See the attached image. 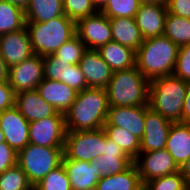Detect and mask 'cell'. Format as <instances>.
I'll return each instance as SVG.
<instances>
[{
  "mask_svg": "<svg viewBox=\"0 0 190 190\" xmlns=\"http://www.w3.org/2000/svg\"><path fill=\"white\" fill-rule=\"evenodd\" d=\"M173 75L190 82V44L179 47Z\"/></svg>",
  "mask_w": 190,
  "mask_h": 190,
  "instance_id": "37",
  "label": "cell"
},
{
  "mask_svg": "<svg viewBox=\"0 0 190 190\" xmlns=\"http://www.w3.org/2000/svg\"><path fill=\"white\" fill-rule=\"evenodd\" d=\"M112 28V40L137 50L143 43V37L135 18L120 17L109 19Z\"/></svg>",
  "mask_w": 190,
  "mask_h": 190,
  "instance_id": "24",
  "label": "cell"
},
{
  "mask_svg": "<svg viewBox=\"0 0 190 190\" xmlns=\"http://www.w3.org/2000/svg\"><path fill=\"white\" fill-rule=\"evenodd\" d=\"M26 27L25 11L8 1L0 0V35Z\"/></svg>",
  "mask_w": 190,
  "mask_h": 190,
  "instance_id": "27",
  "label": "cell"
},
{
  "mask_svg": "<svg viewBox=\"0 0 190 190\" xmlns=\"http://www.w3.org/2000/svg\"><path fill=\"white\" fill-rule=\"evenodd\" d=\"M0 54L8 68L33 56L27 28L0 35Z\"/></svg>",
  "mask_w": 190,
  "mask_h": 190,
  "instance_id": "15",
  "label": "cell"
},
{
  "mask_svg": "<svg viewBox=\"0 0 190 190\" xmlns=\"http://www.w3.org/2000/svg\"><path fill=\"white\" fill-rule=\"evenodd\" d=\"M44 78L67 84L77 92L88 88L79 64H69L53 54L43 57Z\"/></svg>",
  "mask_w": 190,
  "mask_h": 190,
  "instance_id": "13",
  "label": "cell"
},
{
  "mask_svg": "<svg viewBox=\"0 0 190 190\" xmlns=\"http://www.w3.org/2000/svg\"><path fill=\"white\" fill-rule=\"evenodd\" d=\"M15 106V93L8 81L0 82V112Z\"/></svg>",
  "mask_w": 190,
  "mask_h": 190,
  "instance_id": "39",
  "label": "cell"
},
{
  "mask_svg": "<svg viewBox=\"0 0 190 190\" xmlns=\"http://www.w3.org/2000/svg\"><path fill=\"white\" fill-rule=\"evenodd\" d=\"M140 4L166 5L167 0H139Z\"/></svg>",
  "mask_w": 190,
  "mask_h": 190,
  "instance_id": "47",
  "label": "cell"
},
{
  "mask_svg": "<svg viewBox=\"0 0 190 190\" xmlns=\"http://www.w3.org/2000/svg\"><path fill=\"white\" fill-rule=\"evenodd\" d=\"M3 142H5V138H4L3 132H2V130L0 128V143H3Z\"/></svg>",
  "mask_w": 190,
  "mask_h": 190,
  "instance_id": "48",
  "label": "cell"
},
{
  "mask_svg": "<svg viewBox=\"0 0 190 190\" xmlns=\"http://www.w3.org/2000/svg\"><path fill=\"white\" fill-rule=\"evenodd\" d=\"M106 132L102 128L66 132L64 155L68 159L91 162L103 154Z\"/></svg>",
  "mask_w": 190,
  "mask_h": 190,
  "instance_id": "7",
  "label": "cell"
},
{
  "mask_svg": "<svg viewBox=\"0 0 190 190\" xmlns=\"http://www.w3.org/2000/svg\"><path fill=\"white\" fill-rule=\"evenodd\" d=\"M165 149L181 167L190 158V124L172 123Z\"/></svg>",
  "mask_w": 190,
  "mask_h": 190,
  "instance_id": "22",
  "label": "cell"
},
{
  "mask_svg": "<svg viewBox=\"0 0 190 190\" xmlns=\"http://www.w3.org/2000/svg\"><path fill=\"white\" fill-rule=\"evenodd\" d=\"M29 124L15 106L0 112L5 142L17 153L29 144Z\"/></svg>",
  "mask_w": 190,
  "mask_h": 190,
  "instance_id": "14",
  "label": "cell"
},
{
  "mask_svg": "<svg viewBox=\"0 0 190 190\" xmlns=\"http://www.w3.org/2000/svg\"><path fill=\"white\" fill-rule=\"evenodd\" d=\"M64 15L62 0H29L26 22H46Z\"/></svg>",
  "mask_w": 190,
  "mask_h": 190,
  "instance_id": "26",
  "label": "cell"
},
{
  "mask_svg": "<svg viewBox=\"0 0 190 190\" xmlns=\"http://www.w3.org/2000/svg\"><path fill=\"white\" fill-rule=\"evenodd\" d=\"M34 54L52 55L76 35V22L65 14L46 22H26Z\"/></svg>",
  "mask_w": 190,
  "mask_h": 190,
  "instance_id": "5",
  "label": "cell"
},
{
  "mask_svg": "<svg viewBox=\"0 0 190 190\" xmlns=\"http://www.w3.org/2000/svg\"><path fill=\"white\" fill-rule=\"evenodd\" d=\"M62 164L69 177L72 190H96L97 182L101 178L100 170L91 162L68 159L65 155Z\"/></svg>",
  "mask_w": 190,
  "mask_h": 190,
  "instance_id": "17",
  "label": "cell"
},
{
  "mask_svg": "<svg viewBox=\"0 0 190 190\" xmlns=\"http://www.w3.org/2000/svg\"><path fill=\"white\" fill-rule=\"evenodd\" d=\"M0 190H34L26 173L16 164L0 174Z\"/></svg>",
  "mask_w": 190,
  "mask_h": 190,
  "instance_id": "30",
  "label": "cell"
},
{
  "mask_svg": "<svg viewBox=\"0 0 190 190\" xmlns=\"http://www.w3.org/2000/svg\"><path fill=\"white\" fill-rule=\"evenodd\" d=\"M86 50V45L77 35H75L56 50L53 55L59 58V60H64L69 64L77 65Z\"/></svg>",
  "mask_w": 190,
  "mask_h": 190,
  "instance_id": "33",
  "label": "cell"
},
{
  "mask_svg": "<svg viewBox=\"0 0 190 190\" xmlns=\"http://www.w3.org/2000/svg\"><path fill=\"white\" fill-rule=\"evenodd\" d=\"M180 123L190 124V82L187 85Z\"/></svg>",
  "mask_w": 190,
  "mask_h": 190,
  "instance_id": "42",
  "label": "cell"
},
{
  "mask_svg": "<svg viewBox=\"0 0 190 190\" xmlns=\"http://www.w3.org/2000/svg\"><path fill=\"white\" fill-rule=\"evenodd\" d=\"M172 122L149 105L145 106V130L140 141V152L165 149Z\"/></svg>",
  "mask_w": 190,
  "mask_h": 190,
  "instance_id": "12",
  "label": "cell"
},
{
  "mask_svg": "<svg viewBox=\"0 0 190 190\" xmlns=\"http://www.w3.org/2000/svg\"><path fill=\"white\" fill-rule=\"evenodd\" d=\"M36 90L58 112L65 114L75 101L78 92L67 84L44 78Z\"/></svg>",
  "mask_w": 190,
  "mask_h": 190,
  "instance_id": "21",
  "label": "cell"
},
{
  "mask_svg": "<svg viewBox=\"0 0 190 190\" xmlns=\"http://www.w3.org/2000/svg\"><path fill=\"white\" fill-rule=\"evenodd\" d=\"M65 135V114L60 112L29 124V143L34 145L64 148Z\"/></svg>",
  "mask_w": 190,
  "mask_h": 190,
  "instance_id": "8",
  "label": "cell"
},
{
  "mask_svg": "<svg viewBox=\"0 0 190 190\" xmlns=\"http://www.w3.org/2000/svg\"><path fill=\"white\" fill-rule=\"evenodd\" d=\"M167 13L166 5H139L135 21L143 39L163 35Z\"/></svg>",
  "mask_w": 190,
  "mask_h": 190,
  "instance_id": "19",
  "label": "cell"
},
{
  "mask_svg": "<svg viewBox=\"0 0 190 190\" xmlns=\"http://www.w3.org/2000/svg\"><path fill=\"white\" fill-rule=\"evenodd\" d=\"M76 35L87 49H98L112 41V28L109 18L102 12L81 18L76 22Z\"/></svg>",
  "mask_w": 190,
  "mask_h": 190,
  "instance_id": "10",
  "label": "cell"
},
{
  "mask_svg": "<svg viewBox=\"0 0 190 190\" xmlns=\"http://www.w3.org/2000/svg\"><path fill=\"white\" fill-rule=\"evenodd\" d=\"M62 2L64 14L75 22L97 12L92 0H62Z\"/></svg>",
  "mask_w": 190,
  "mask_h": 190,
  "instance_id": "36",
  "label": "cell"
},
{
  "mask_svg": "<svg viewBox=\"0 0 190 190\" xmlns=\"http://www.w3.org/2000/svg\"><path fill=\"white\" fill-rule=\"evenodd\" d=\"M168 13L190 18V0H167Z\"/></svg>",
  "mask_w": 190,
  "mask_h": 190,
  "instance_id": "40",
  "label": "cell"
},
{
  "mask_svg": "<svg viewBox=\"0 0 190 190\" xmlns=\"http://www.w3.org/2000/svg\"><path fill=\"white\" fill-rule=\"evenodd\" d=\"M150 81L136 66L113 72L106 89L109 107L148 105Z\"/></svg>",
  "mask_w": 190,
  "mask_h": 190,
  "instance_id": "3",
  "label": "cell"
},
{
  "mask_svg": "<svg viewBox=\"0 0 190 190\" xmlns=\"http://www.w3.org/2000/svg\"><path fill=\"white\" fill-rule=\"evenodd\" d=\"M109 0H92L96 11L101 12L107 5Z\"/></svg>",
  "mask_w": 190,
  "mask_h": 190,
  "instance_id": "46",
  "label": "cell"
},
{
  "mask_svg": "<svg viewBox=\"0 0 190 190\" xmlns=\"http://www.w3.org/2000/svg\"><path fill=\"white\" fill-rule=\"evenodd\" d=\"M97 51L113 71L126 70L135 66L136 51L116 41L112 40L102 45Z\"/></svg>",
  "mask_w": 190,
  "mask_h": 190,
  "instance_id": "23",
  "label": "cell"
},
{
  "mask_svg": "<svg viewBox=\"0 0 190 190\" xmlns=\"http://www.w3.org/2000/svg\"><path fill=\"white\" fill-rule=\"evenodd\" d=\"M144 188L134 162L124 171L102 176L96 190H142Z\"/></svg>",
  "mask_w": 190,
  "mask_h": 190,
  "instance_id": "25",
  "label": "cell"
},
{
  "mask_svg": "<svg viewBox=\"0 0 190 190\" xmlns=\"http://www.w3.org/2000/svg\"><path fill=\"white\" fill-rule=\"evenodd\" d=\"M43 79V57L37 54L9 68L8 83L15 94L35 90Z\"/></svg>",
  "mask_w": 190,
  "mask_h": 190,
  "instance_id": "11",
  "label": "cell"
},
{
  "mask_svg": "<svg viewBox=\"0 0 190 190\" xmlns=\"http://www.w3.org/2000/svg\"><path fill=\"white\" fill-rule=\"evenodd\" d=\"M15 107L29 123L54 116L58 112L36 89L16 93Z\"/></svg>",
  "mask_w": 190,
  "mask_h": 190,
  "instance_id": "20",
  "label": "cell"
},
{
  "mask_svg": "<svg viewBox=\"0 0 190 190\" xmlns=\"http://www.w3.org/2000/svg\"><path fill=\"white\" fill-rule=\"evenodd\" d=\"M180 172L185 180L186 186L190 190V158L180 167Z\"/></svg>",
  "mask_w": 190,
  "mask_h": 190,
  "instance_id": "43",
  "label": "cell"
},
{
  "mask_svg": "<svg viewBox=\"0 0 190 190\" xmlns=\"http://www.w3.org/2000/svg\"><path fill=\"white\" fill-rule=\"evenodd\" d=\"M104 155H115V156H128L119 145L109 139L106 135V143L103 149Z\"/></svg>",
  "mask_w": 190,
  "mask_h": 190,
  "instance_id": "41",
  "label": "cell"
},
{
  "mask_svg": "<svg viewBox=\"0 0 190 190\" xmlns=\"http://www.w3.org/2000/svg\"><path fill=\"white\" fill-rule=\"evenodd\" d=\"M188 82L174 75L150 80L148 105L172 123L180 122Z\"/></svg>",
  "mask_w": 190,
  "mask_h": 190,
  "instance_id": "4",
  "label": "cell"
},
{
  "mask_svg": "<svg viewBox=\"0 0 190 190\" xmlns=\"http://www.w3.org/2000/svg\"><path fill=\"white\" fill-rule=\"evenodd\" d=\"M64 148L38 146L29 143L18 152L17 164L26 173L33 187L51 170L62 164Z\"/></svg>",
  "mask_w": 190,
  "mask_h": 190,
  "instance_id": "6",
  "label": "cell"
},
{
  "mask_svg": "<svg viewBox=\"0 0 190 190\" xmlns=\"http://www.w3.org/2000/svg\"><path fill=\"white\" fill-rule=\"evenodd\" d=\"M134 162L129 156L100 155L95 160L96 167L100 170L101 177L114 175L126 170Z\"/></svg>",
  "mask_w": 190,
  "mask_h": 190,
  "instance_id": "31",
  "label": "cell"
},
{
  "mask_svg": "<svg viewBox=\"0 0 190 190\" xmlns=\"http://www.w3.org/2000/svg\"><path fill=\"white\" fill-rule=\"evenodd\" d=\"M145 190H189L180 171L155 178L144 185Z\"/></svg>",
  "mask_w": 190,
  "mask_h": 190,
  "instance_id": "35",
  "label": "cell"
},
{
  "mask_svg": "<svg viewBox=\"0 0 190 190\" xmlns=\"http://www.w3.org/2000/svg\"><path fill=\"white\" fill-rule=\"evenodd\" d=\"M109 104L105 88L88 87L78 92L65 113L66 132L102 128L107 119Z\"/></svg>",
  "mask_w": 190,
  "mask_h": 190,
  "instance_id": "1",
  "label": "cell"
},
{
  "mask_svg": "<svg viewBox=\"0 0 190 190\" xmlns=\"http://www.w3.org/2000/svg\"><path fill=\"white\" fill-rule=\"evenodd\" d=\"M9 68L0 54V82L8 81Z\"/></svg>",
  "mask_w": 190,
  "mask_h": 190,
  "instance_id": "44",
  "label": "cell"
},
{
  "mask_svg": "<svg viewBox=\"0 0 190 190\" xmlns=\"http://www.w3.org/2000/svg\"><path fill=\"white\" fill-rule=\"evenodd\" d=\"M143 186L155 178L180 171L170 153L166 150L140 152L134 159Z\"/></svg>",
  "mask_w": 190,
  "mask_h": 190,
  "instance_id": "9",
  "label": "cell"
},
{
  "mask_svg": "<svg viewBox=\"0 0 190 190\" xmlns=\"http://www.w3.org/2000/svg\"><path fill=\"white\" fill-rule=\"evenodd\" d=\"M34 190H72L63 164L51 170L34 186Z\"/></svg>",
  "mask_w": 190,
  "mask_h": 190,
  "instance_id": "32",
  "label": "cell"
},
{
  "mask_svg": "<svg viewBox=\"0 0 190 190\" xmlns=\"http://www.w3.org/2000/svg\"><path fill=\"white\" fill-rule=\"evenodd\" d=\"M104 126L126 129L141 140L145 130V106L109 107Z\"/></svg>",
  "mask_w": 190,
  "mask_h": 190,
  "instance_id": "16",
  "label": "cell"
},
{
  "mask_svg": "<svg viewBox=\"0 0 190 190\" xmlns=\"http://www.w3.org/2000/svg\"><path fill=\"white\" fill-rule=\"evenodd\" d=\"M139 5V0H109L101 12L109 19L120 17L135 18Z\"/></svg>",
  "mask_w": 190,
  "mask_h": 190,
  "instance_id": "34",
  "label": "cell"
},
{
  "mask_svg": "<svg viewBox=\"0 0 190 190\" xmlns=\"http://www.w3.org/2000/svg\"><path fill=\"white\" fill-rule=\"evenodd\" d=\"M179 47L164 35L144 39L136 50L135 66L149 81L173 75Z\"/></svg>",
  "mask_w": 190,
  "mask_h": 190,
  "instance_id": "2",
  "label": "cell"
},
{
  "mask_svg": "<svg viewBox=\"0 0 190 190\" xmlns=\"http://www.w3.org/2000/svg\"><path fill=\"white\" fill-rule=\"evenodd\" d=\"M163 35L178 47L190 44V18L167 13Z\"/></svg>",
  "mask_w": 190,
  "mask_h": 190,
  "instance_id": "28",
  "label": "cell"
},
{
  "mask_svg": "<svg viewBox=\"0 0 190 190\" xmlns=\"http://www.w3.org/2000/svg\"><path fill=\"white\" fill-rule=\"evenodd\" d=\"M79 66L87 86L93 88H106L114 72L96 49H87L79 62Z\"/></svg>",
  "mask_w": 190,
  "mask_h": 190,
  "instance_id": "18",
  "label": "cell"
},
{
  "mask_svg": "<svg viewBox=\"0 0 190 190\" xmlns=\"http://www.w3.org/2000/svg\"><path fill=\"white\" fill-rule=\"evenodd\" d=\"M106 135L114 141L131 158L135 159L140 153V139L128 130L117 126H103Z\"/></svg>",
  "mask_w": 190,
  "mask_h": 190,
  "instance_id": "29",
  "label": "cell"
},
{
  "mask_svg": "<svg viewBox=\"0 0 190 190\" xmlns=\"http://www.w3.org/2000/svg\"><path fill=\"white\" fill-rule=\"evenodd\" d=\"M18 153L6 142L0 143V174L17 164Z\"/></svg>",
  "mask_w": 190,
  "mask_h": 190,
  "instance_id": "38",
  "label": "cell"
},
{
  "mask_svg": "<svg viewBox=\"0 0 190 190\" xmlns=\"http://www.w3.org/2000/svg\"><path fill=\"white\" fill-rule=\"evenodd\" d=\"M8 1L9 3L18 6L19 8L23 9L24 11L26 10L29 0H5Z\"/></svg>",
  "mask_w": 190,
  "mask_h": 190,
  "instance_id": "45",
  "label": "cell"
}]
</instances>
